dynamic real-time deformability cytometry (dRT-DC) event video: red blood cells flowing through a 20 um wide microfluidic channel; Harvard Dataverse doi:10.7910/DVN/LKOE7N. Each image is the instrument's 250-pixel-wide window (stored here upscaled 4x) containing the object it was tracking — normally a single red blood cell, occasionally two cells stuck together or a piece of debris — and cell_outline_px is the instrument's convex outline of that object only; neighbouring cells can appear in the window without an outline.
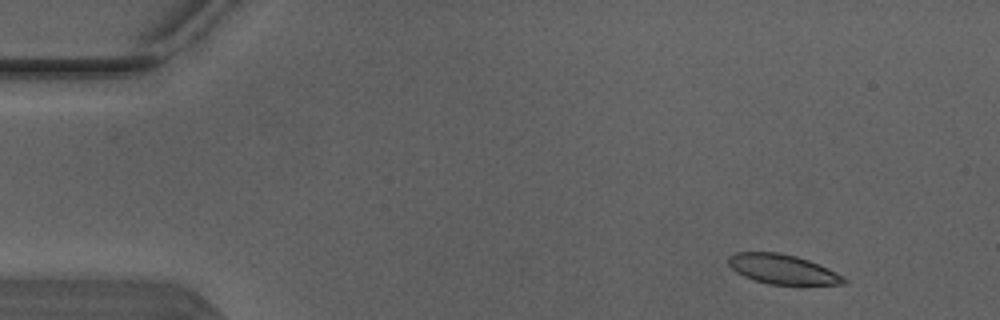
{"species": "Egyptian fruit bat (a non-hibernating species)", "species_latin": "Rousettus aegyptiacus", "temperature_condition": "warm", "stored_images_in_passage": 3, "segment_of_instrument_passage": [2, 2], "camera_frame_rate_fps": 3000, "um_per_image_px": 0.085, "animal": {"sex": "male"}, "frame": {"image": 1, "passage_image": 3, "time_ms": 0.667, "image_size_px": [1000, 320], "cell_outline_px": [[848, 280], [844, 284], [768, 284], [744, 276], [736, 272], [728, 264], [728, 256], [736, 252], [780, 252], [796, 256], [808, 260], [828, 268], [844, 276]], "centroid_in_image_um": [66.51, 22.87], "position_along_channel_um": 18.5, "area_um2": 19.83}}